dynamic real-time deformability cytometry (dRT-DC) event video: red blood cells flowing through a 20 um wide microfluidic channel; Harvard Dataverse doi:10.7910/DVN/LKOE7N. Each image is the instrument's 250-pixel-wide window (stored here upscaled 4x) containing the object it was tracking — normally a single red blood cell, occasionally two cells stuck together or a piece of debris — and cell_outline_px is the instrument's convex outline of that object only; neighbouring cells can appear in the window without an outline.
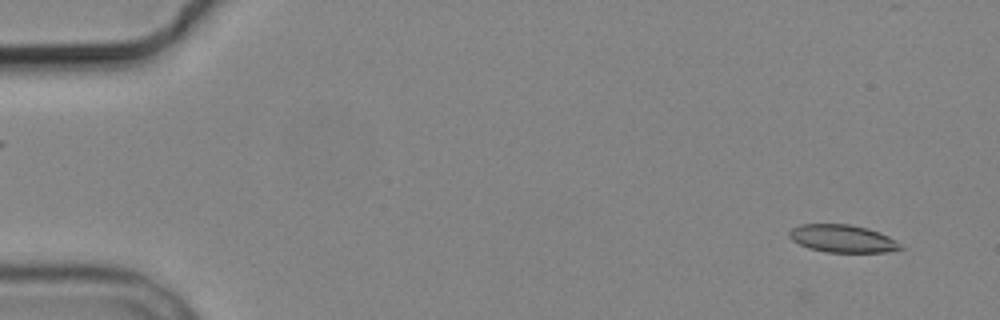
{"species": "common noctule bat (a hibernating species)", "species_latin": "Nyctalus noctula", "temperature_condition": "cold", "stored_images_in_passage": 3, "camera_frame_rate_fps": 3000, "um_per_image_px": 0.085, "animal": {"sex": "male", "body_mass_g": 19.2, "forearm_length_mm": 51.8}, "frame": {"image": 1, "passage_image": 3, "time_ms": 2.333, "image_size_px": [1000, 320], "cell_outline_px": [[904, 248], [888, 252], [824, 252], [808, 248], [792, 240], [788, 236], [788, 232], [792, 228], [800, 224], [852, 224], [868, 228], [888, 236], [900, 244]], "centroid_in_image_um": [71.59, 20.28], "position_along_channel_um": 13.4, "area_um2": 17.98}}